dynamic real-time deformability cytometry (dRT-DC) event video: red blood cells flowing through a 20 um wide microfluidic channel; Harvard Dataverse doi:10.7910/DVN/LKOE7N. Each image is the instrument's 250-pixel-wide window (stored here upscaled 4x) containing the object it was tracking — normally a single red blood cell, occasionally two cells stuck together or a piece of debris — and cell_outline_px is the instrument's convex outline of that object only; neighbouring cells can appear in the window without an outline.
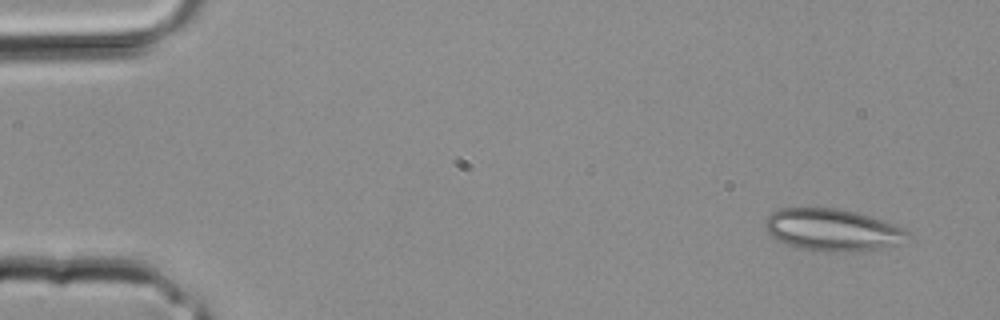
{"species": "common noctule bat (a hibernating species)", "species_latin": "Nyctalus noctula", "temperature_condition": "room temperature", "stored_images_in_passage": 4, "segment_of_instrument_passage": [2, 2], "camera_frame_rate_fps": 3000, "um_per_image_px": 0.085, "animal": {"sex": "male", "body_mass_g": 20.4}, "frame": {"image": 1, "passage_image": 4, "time_ms": 1.0, "image_size_px": [1000, 320], "cell_outline_px": [[908, 232], [900, 244], [880, 248], [856, 252], [812, 252], [788, 244], [772, 236], [764, 228], [764, 220], [772, 212], [780, 208], [836, 208], [856, 212], [884, 220]], "centroid_in_image_um": [70.71, 19.55], "position_along_channel_um": 14.3, "area_um2": 34.91}}